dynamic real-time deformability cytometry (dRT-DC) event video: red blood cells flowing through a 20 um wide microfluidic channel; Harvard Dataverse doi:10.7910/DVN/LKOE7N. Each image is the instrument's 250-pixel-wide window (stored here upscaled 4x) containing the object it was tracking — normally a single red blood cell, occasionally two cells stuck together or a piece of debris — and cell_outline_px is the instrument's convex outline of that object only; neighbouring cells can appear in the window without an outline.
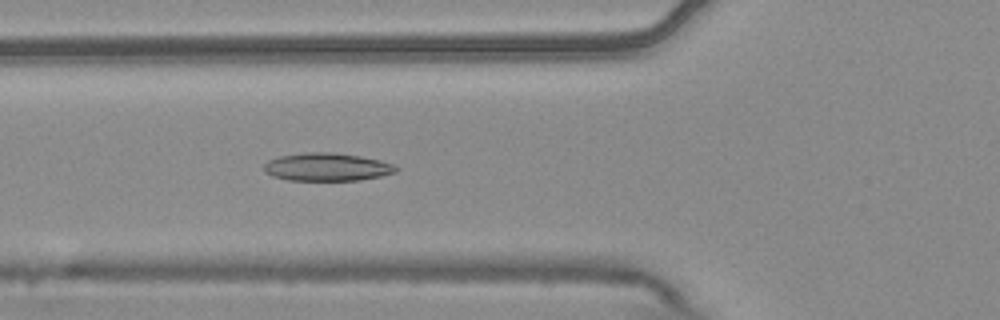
{"species": "common noctule bat (a hibernating species)", "species_latin": "Nyctalus noctula", "temperature_condition": "warm", "stored_images_in_passage": 6, "camera_frame_rate_fps": 3000, "um_per_image_px": 0.085, "animal": {"sex": "male", "body_mass_g": 20.4}, "frame": {"image": 1, "passage_image": 6, "time_ms": 1.667, "image_size_px": [1000, 320], "cell_outline_px": [[400, 168], [396, 172], [380, 176], [360, 180], [288, 180], [272, 176], [264, 172], [264, 164], [268, 160], [280, 156], [304, 152], [332, 152], [360, 156], [380, 160], [392, 164]], "centroid_in_image_um": [27.78, 14.19], "position_along_channel_um": 98.0, "area_um2": 21.56}}